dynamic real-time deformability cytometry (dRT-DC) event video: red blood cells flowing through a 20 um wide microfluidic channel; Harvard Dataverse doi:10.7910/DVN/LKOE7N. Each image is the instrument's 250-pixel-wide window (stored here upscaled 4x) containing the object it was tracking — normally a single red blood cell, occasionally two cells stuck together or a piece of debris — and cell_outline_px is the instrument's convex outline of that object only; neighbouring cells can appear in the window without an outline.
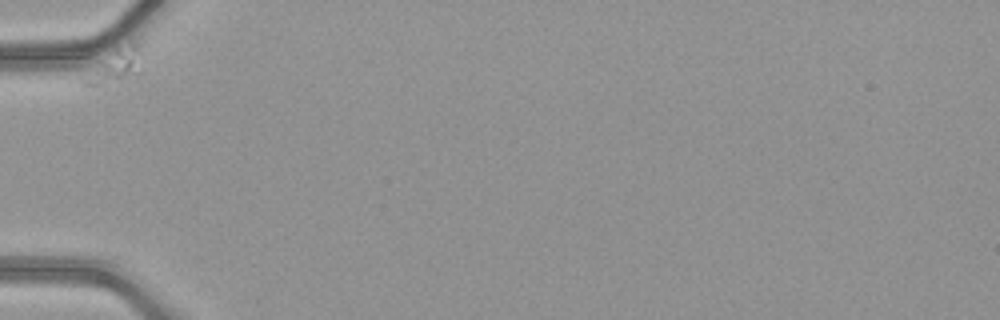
{"species": "common noctule bat (a hibernating species)", "species_latin": "Nyctalus noctula", "temperature_condition": "warm", "stored_images_in_passage": 8, "camera_frame_rate_fps": 3000, "um_per_image_px": 0.085, "animal": {"sex": "female", "body_mass_g": 21.9}, "frame": {"image": 1, "passage_image": 1, "time_ms": 0.0, "image_size_px": [1000, 320], "cell_outline_px": [[144, 68], [136, 76], [100, 84], [84, 84], [84, 80], [112, 48], [132, 44], [136, 44], [140, 52]], "centroid_in_image_um": [9.96, 5.57], "position_along_channel_um": 75.0, "area_um2": 10.69}}